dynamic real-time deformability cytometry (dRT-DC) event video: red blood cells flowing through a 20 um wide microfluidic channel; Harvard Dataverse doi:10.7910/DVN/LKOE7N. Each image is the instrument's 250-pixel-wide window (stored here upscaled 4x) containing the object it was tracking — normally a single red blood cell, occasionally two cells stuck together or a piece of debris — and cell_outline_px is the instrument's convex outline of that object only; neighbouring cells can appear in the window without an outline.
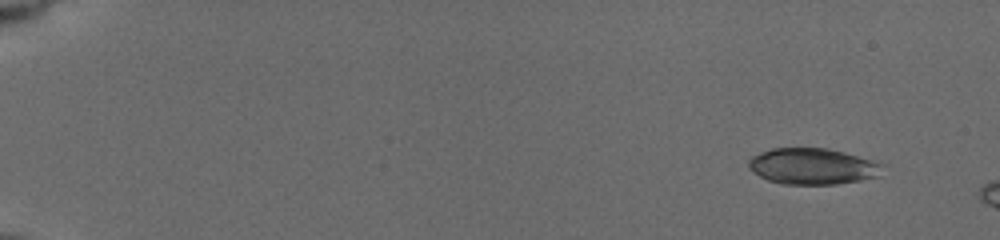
{"species": "common noctule bat (a hibernating species)", "species_latin": "Nyctalus noctula", "temperature_condition": "cold", "stored_images_in_passage": 3, "camera_frame_rate_fps": 3000, "um_per_image_px": 0.085, "animal": {"sex": "female", "body_mass_g": 19.5, "forearm_length_mm": 54.1}, "frame": {"image": 1, "passage_image": 1, "time_ms": 0.0, "image_size_px": [1000, 240], "cell_outline_px": [[884, 164], [876, 176], [860, 180], [836, 184], [780, 184], [768, 180], [760, 176], [748, 168], [748, 160], [752, 156], [760, 152], [772, 148], [828, 148], [844, 152], [872, 160]], "centroid_in_image_um": [69.02, 14.13], "position_along_channel_um": 16.0, "area_um2": 28.09}}